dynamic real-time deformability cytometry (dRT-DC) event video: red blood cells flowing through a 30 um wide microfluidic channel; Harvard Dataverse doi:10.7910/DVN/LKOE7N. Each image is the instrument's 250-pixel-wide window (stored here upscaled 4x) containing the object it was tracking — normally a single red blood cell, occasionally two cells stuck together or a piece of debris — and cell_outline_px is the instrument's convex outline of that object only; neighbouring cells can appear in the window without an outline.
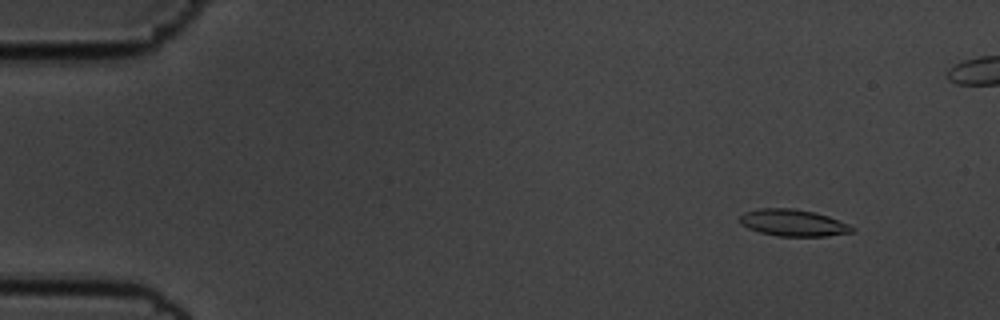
{"species": "common noctule bat (a hibernating species)", "species_latin": "Nyctalus noctula", "temperature_condition": "cold", "stored_images_in_passage": 55, "camera_frame_rate_fps": 3000, "um_per_image_px": 0.085, "animal": {"sex": "male", "body_mass_g": 19.5, "forearm_length_mm": 54.6}, "frame": {"image": 1, "passage_image": 4, "time_ms": 1.0, "image_size_px": [1000, 320], "cell_outline_px": [[856, 232], [824, 236], [780, 236], [760, 232], [748, 228], [740, 224], [740, 216], [744, 212], [760, 208], [792, 208], [812, 212], [828, 216], [848, 224], [856, 228]], "centroid_in_image_um": [67.43, 18.94], "position_along_channel_um": 17.6, "area_um2": 17.46}}
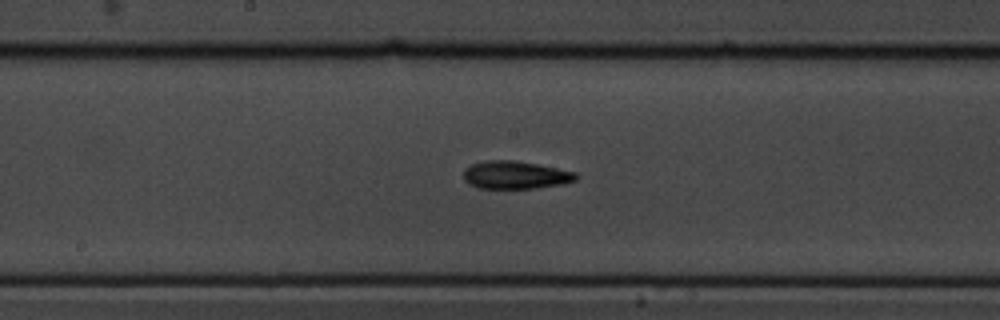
{"frame": {"image": 2, "passage_image": 28, "time_ms": 9.0, "image_size_px": [1000, 320], "cell_outline_px": [[580, 176], [576, 180], [564, 184], [536, 188], [480, 188], [468, 184], [464, 180], [464, 168], [472, 164], [488, 160], [512, 160], [536, 164], [576, 172]], "centroid_in_image_um": [43.82, 14.88], "position_along_channel_um": 204.4, "area_um2": 18.26}}
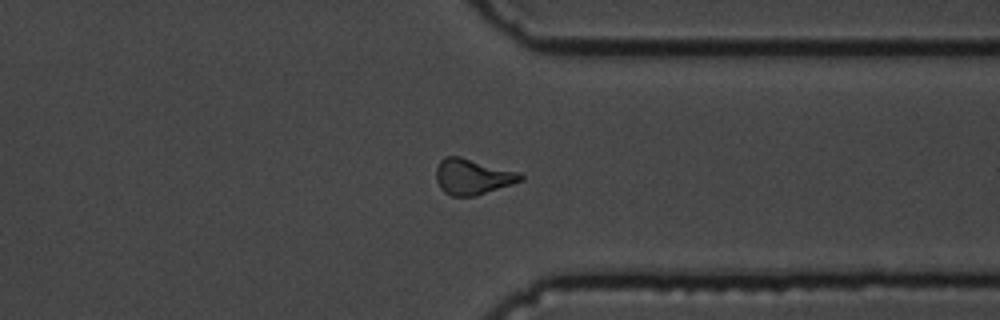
{"frame": {"image": 3, "passage_image": 42, "time_ms": 13.667, "image_size_px": [1000, 320], "cell_outline_px": [[524, 180], [476, 196], [452, 196], [444, 192], [440, 188], [436, 180], [436, 168], [440, 160], [444, 156], [460, 156], [520, 172], [524, 176]], "centroid_in_image_um": [40.17, 15.01], "position_along_channel_um": 371.2, "area_um2": 17.74}, "authors_computed_cell_mechanics": {"area_um2": 17.4556, "velocity_mm_per_s": 3.603, "shape_relaxation_time_tau1_ms": 7.7912, "shape_relaxation_time_tau2_ms": 10.1484, "deformation_change_tau1": 0.1982, "deformation_change_tau2": 0.197}}